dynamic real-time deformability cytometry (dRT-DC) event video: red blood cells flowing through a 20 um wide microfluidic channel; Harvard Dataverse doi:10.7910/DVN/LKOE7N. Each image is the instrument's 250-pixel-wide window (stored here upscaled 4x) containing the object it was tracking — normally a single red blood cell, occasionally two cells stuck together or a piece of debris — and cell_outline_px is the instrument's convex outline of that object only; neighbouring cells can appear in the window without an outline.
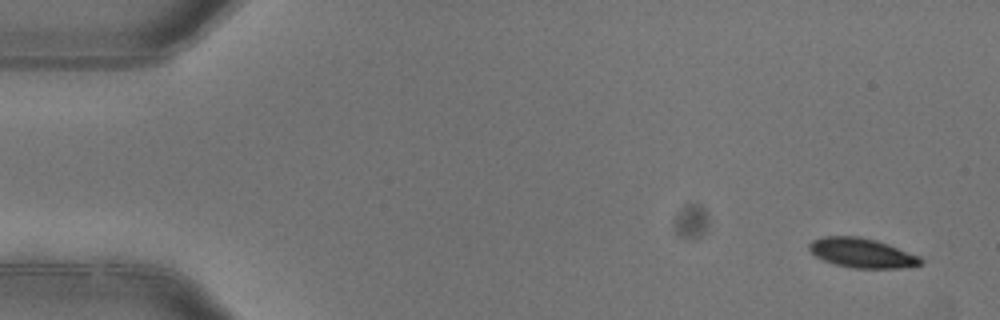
{"species": "common noctule bat (a hibernating species)", "species_latin": "Nyctalus noctula", "temperature_condition": "warm", "stored_images_in_passage": 6, "camera_frame_rate_fps": 3000, "um_per_image_px": 0.085, "animal": {"sex": "female"}, "frame": {"image": 1, "passage_image": 1, "time_ms": 0.0, "image_size_px": [1000, 320], "cell_outline_px": [[924, 264], [900, 268], [852, 268], [836, 264], [824, 260], [816, 256], [808, 248], [808, 244], [812, 240], [824, 236], [856, 236], [876, 240], [888, 244], [920, 256], [924, 260]], "centroid_in_image_um": [73.29, 21.5], "position_along_channel_um": 11.7, "area_um2": 19.19}}
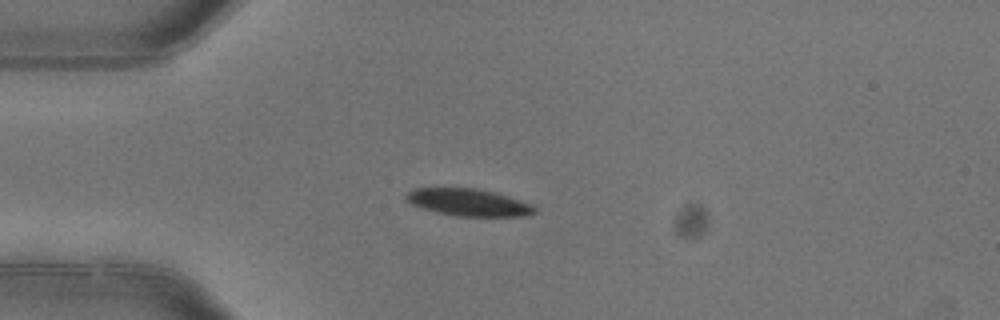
{"frame": {"image": 2, "passage_image": 4, "time_ms": 1.0, "image_size_px": [1000, 320], "cell_outline_px": [[536, 212], [524, 216], [456, 216], [436, 212], [412, 204], [404, 200], [404, 196], [408, 192], [416, 188], [476, 188], [492, 192], [520, 200], [532, 204], [536, 208]], "centroid_in_image_um": [39.8, 17.2], "position_along_channel_um": 45.2, "area_um2": 20.17}}